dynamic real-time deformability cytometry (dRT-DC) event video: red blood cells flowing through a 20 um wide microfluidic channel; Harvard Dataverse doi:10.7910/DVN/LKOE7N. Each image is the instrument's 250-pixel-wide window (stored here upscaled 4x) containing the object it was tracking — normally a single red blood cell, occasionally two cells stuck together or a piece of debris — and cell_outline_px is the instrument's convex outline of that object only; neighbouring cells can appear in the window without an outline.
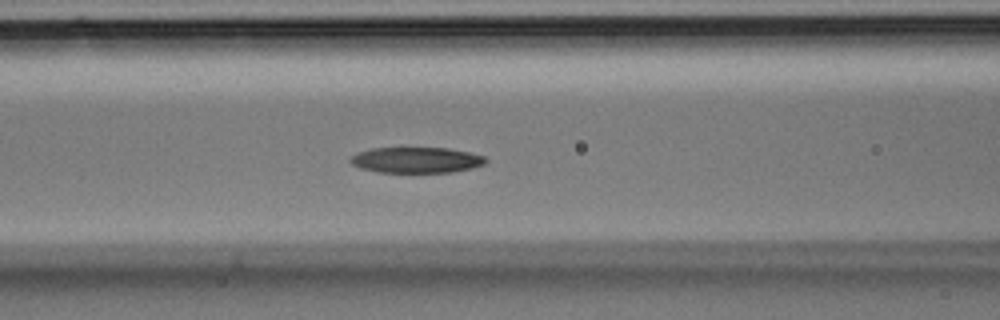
{"species": "Egyptian fruit bat (a non-hibernating species)", "species_latin": "Rousettus aegyptiacus", "temperature_condition": "room temperature", "stored_images_in_passage": 36, "camera_frame_rate_fps": 3000, "um_per_image_px": 0.085, "animal": {"sex": "male"}, "frame": {"image": 1, "passage_image": 14, "time_ms": 4.333, "image_size_px": [1000, 320], "cell_outline_px": [[488, 160], [484, 164], [472, 168], [452, 172], [380, 172], [360, 168], [352, 164], [348, 160], [352, 156], [360, 152], [372, 148], [448, 148], [468, 152], [484, 156]], "centroid_in_image_um": [35.4, 13.6], "position_along_channel_um": 131.2, "area_um2": 20.17}}
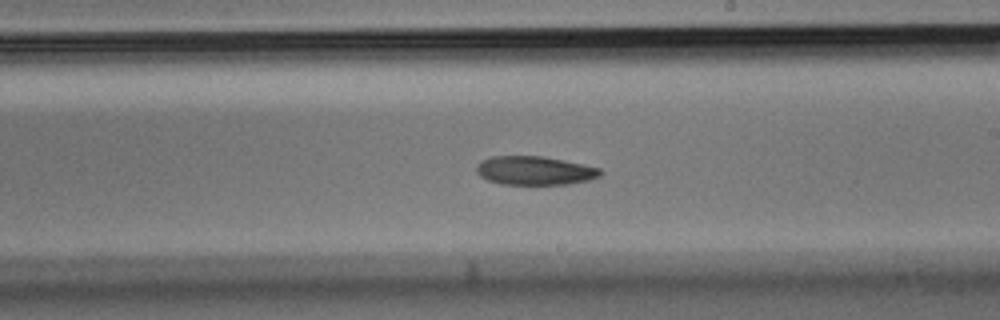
{"frame": {"image": 2, "passage_image": 20, "time_ms": 6.333, "image_size_px": [1000, 320], "cell_outline_px": [[604, 172], [600, 176], [588, 180], [568, 184], [504, 184], [488, 180], [480, 176], [476, 172], [476, 164], [480, 160], [492, 156], [544, 156], [584, 164], [600, 168]], "centroid_in_image_um": [45.45, 14.49], "position_along_channel_um": 243.6, "area_um2": 20.87}}
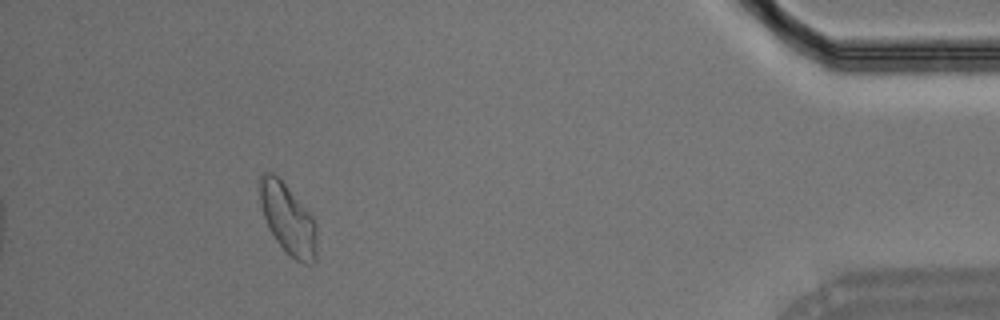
{"frame": {"image": 3, "passage_image": 32, "time_ms": 10.333, "image_size_px": [1000, 320], "cell_outline_px": [[316, 260], [312, 264], [304, 264], [296, 260], [276, 240], [268, 228], [260, 204], [260, 176], [264, 172], [272, 172], [288, 188], [312, 216], [316, 224]], "centroid_in_image_um": [24.48, 18.64], "position_along_channel_um": 410.7, "area_um2": 22.95}}